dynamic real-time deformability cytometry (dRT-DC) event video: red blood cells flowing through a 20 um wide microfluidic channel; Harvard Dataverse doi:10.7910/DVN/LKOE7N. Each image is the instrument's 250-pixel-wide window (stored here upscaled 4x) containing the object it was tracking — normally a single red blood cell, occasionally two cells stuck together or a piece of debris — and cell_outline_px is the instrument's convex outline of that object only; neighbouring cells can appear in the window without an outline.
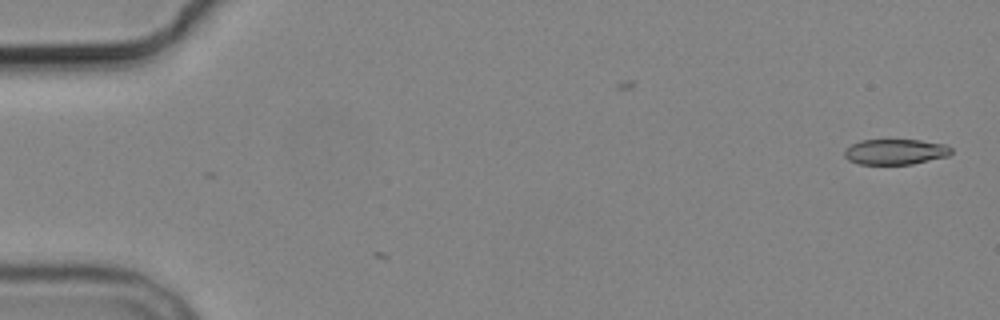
{"species": "common noctule bat (a hibernating species)", "species_latin": "Nyctalus noctula", "temperature_condition": "cold", "stored_images_in_passage": 2, "camera_frame_rate_fps": 3000, "um_per_image_px": 0.085, "animal": {"sex": "male", "body_mass_g": 19.2, "forearm_length_mm": 51.8}, "frame": {"image": 1, "passage_image": 2, "time_ms": 1.333, "image_size_px": [1000, 320], "cell_outline_px": [[952, 152], [948, 156], [912, 164], [860, 164], [848, 160], [844, 156], [844, 152], [852, 144], [860, 140], [920, 140], [944, 144], [952, 148]], "centroid_in_image_um": [76.12, 12.9], "position_along_channel_um": 8.9, "area_um2": 15.78}}